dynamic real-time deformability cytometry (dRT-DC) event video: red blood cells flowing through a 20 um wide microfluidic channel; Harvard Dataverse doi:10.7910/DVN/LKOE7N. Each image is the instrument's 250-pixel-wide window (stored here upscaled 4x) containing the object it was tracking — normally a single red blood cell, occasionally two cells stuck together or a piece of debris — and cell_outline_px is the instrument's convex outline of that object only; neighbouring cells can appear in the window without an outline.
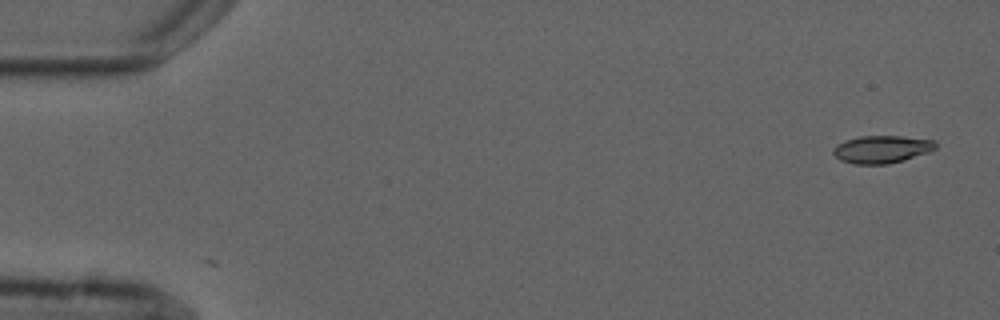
{"species": "common noctule bat (a hibernating species)", "species_latin": "Nyctalus noctula", "temperature_condition": "cold", "stored_images_in_passage": 3, "camera_frame_rate_fps": 3000, "um_per_image_px": 0.085, "animal": {"sex": "male", "forearm_length_mm": 52.5}, "frame": {"image": 1, "passage_image": 1, "time_ms": 0.0, "image_size_px": [1000, 320], "cell_outline_px": [[936, 148], [928, 152], [904, 160], [888, 164], [852, 164], [840, 160], [832, 152], [832, 148], [836, 144], [844, 140], [860, 136], [900, 136], [932, 140], [936, 144]], "centroid_in_image_um": [74.89, 12.69], "position_along_channel_um": 10.1, "area_um2": 16.47}}